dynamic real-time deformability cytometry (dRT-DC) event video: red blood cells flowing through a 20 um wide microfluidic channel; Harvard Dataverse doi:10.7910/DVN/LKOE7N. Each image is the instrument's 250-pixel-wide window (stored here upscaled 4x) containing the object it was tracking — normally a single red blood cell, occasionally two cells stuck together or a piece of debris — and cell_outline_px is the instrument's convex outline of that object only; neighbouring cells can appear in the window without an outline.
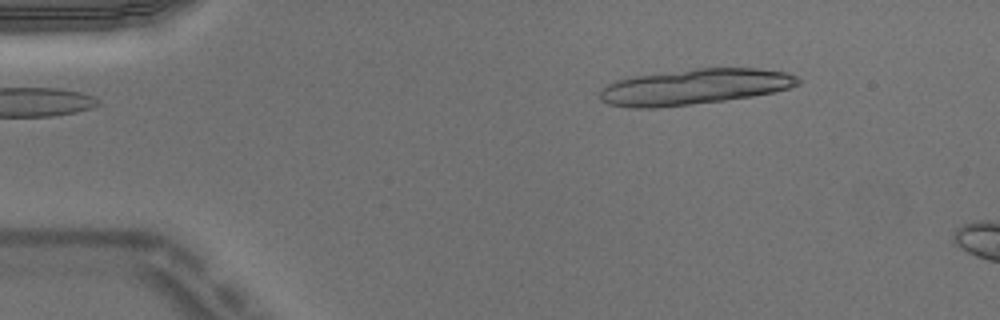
{"species": "Egyptian fruit bat (a non-hibernating species)", "species_latin": "Rousettus aegyptiacus", "temperature_condition": "warm", "stored_images_in_passage": 4, "camera_frame_rate_fps": 3000, "um_per_image_px": 0.085, "animal": {"sex": "male"}, "frame": {"image": 1, "passage_image": 2, "time_ms": 0.333, "image_size_px": [1000, 320], "cell_outline_px": [[800, 84], [788, 88], [772, 92], [752, 96], [724, 100], [660, 108], [628, 108], [608, 104], [600, 100], [600, 88], [616, 80], [632, 76], [696, 68], [756, 68], [788, 72], [796, 76], [800, 80]], "centroid_in_image_um": [58.99, 7.38], "position_along_channel_um": 26.0, "area_um2": 41.33}}